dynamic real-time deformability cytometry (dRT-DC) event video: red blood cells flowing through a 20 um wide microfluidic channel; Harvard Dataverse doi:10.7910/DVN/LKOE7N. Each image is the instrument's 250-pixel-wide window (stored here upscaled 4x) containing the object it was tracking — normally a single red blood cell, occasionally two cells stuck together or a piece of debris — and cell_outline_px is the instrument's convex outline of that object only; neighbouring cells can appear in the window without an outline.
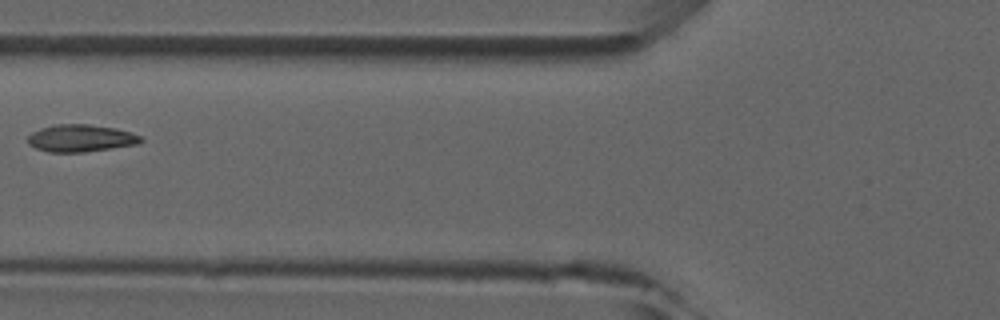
{"species": "common noctule bat (a hibernating species)", "species_latin": "Nyctalus noctula", "temperature_condition": "room temperature", "stored_images_in_passage": 7, "camera_frame_rate_fps": 3000, "um_per_image_px": 0.085, "animal": {"sex": "male", "forearm_length_mm": 52.5}, "frame": {"image": 1, "passage_image": 6, "time_ms": 5.667, "image_size_px": [1000, 320], "cell_outline_px": [[144, 140], [140, 144], [84, 152], [48, 152], [36, 148], [28, 144], [28, 136], [32, 132], [40, 128], [56, 124], [88, 124], [116, 128], [132, 132], [140, 136]], "centroid_in_image_um": [6.88, 11.74], "position_along_channel_um": 118.9, "area_um2": 18.09}}
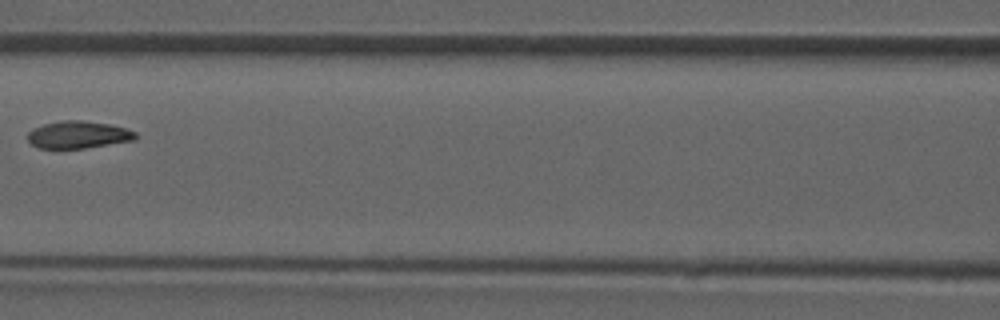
{"frame": {"image": 2, "passage_image": 7, "time_ms": 6.667, "image_size_px": [1000, 320], "cell_outline_px": [[136, 136], [132, 140], [84, 148], [40, 148], [32, 144], [28, 140], [28, 132], [44, 124], [64, 120], [84, 120], [108, 124], [124, 128], [136, 132]], "centroid_in_image_um": [6.63, 11.44], "position_along_channel_um": 160.0, "area_um2": 16.76}}